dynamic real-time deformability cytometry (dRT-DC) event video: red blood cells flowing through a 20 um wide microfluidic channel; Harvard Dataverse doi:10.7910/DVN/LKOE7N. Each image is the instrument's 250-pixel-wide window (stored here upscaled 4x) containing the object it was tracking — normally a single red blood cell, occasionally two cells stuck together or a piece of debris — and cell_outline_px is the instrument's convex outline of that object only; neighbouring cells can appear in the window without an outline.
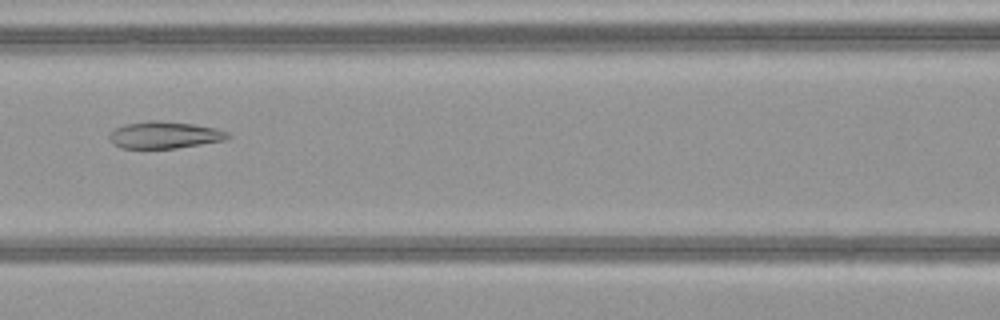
{"species": "common noctule bat (a hibernating species)", "species_latin": "Nyctalus noctula", "temperature_condition": "warm", "stored_images_in_passage": 37, "camera_frame_rate_fps": 3000, "um_per_image_px": 0.085, "animal": {"sex": "female", "body_mass_g": 21.9}, "frame": {"image": 1, "passage_image": 10, "time_ms": 3.0, "image_size_px": [1000, 320], "cell_outline_px": [[232, 136], [224, 140], [176, 148], [120, 148], [112, 144], [108, 136], [116, 128], [124, 124], [148, 120], [156, 120], [192, 124], [216, 128], [228, 132]], "centroid_in_image_um": [13.96, 11.47], "position_along_channel_um": 152.6, "area_um2": 18.55}}
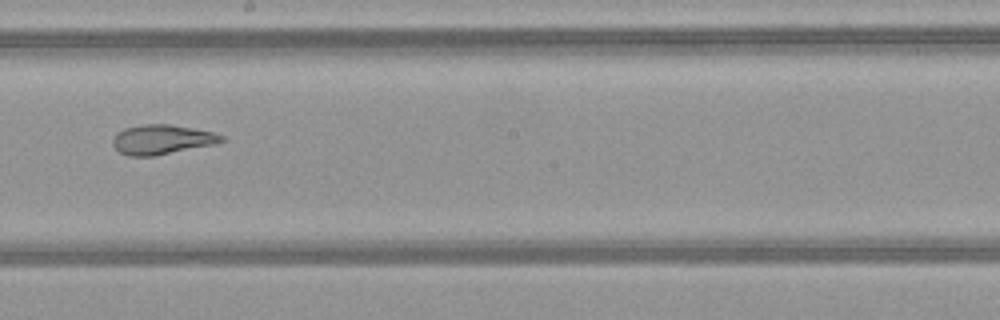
{"frame": {"image": 2, "passage_image": 16, "time_ms": 5.0, "image_size_px": [1000, 320], "cell_outline_px": [[224, 140], [216, 144], [152, 156], [128, 156], [120, 152], [112, 144], [112, 140], [116, 132], [124, 128], [144, 124], [168, 124], [192, 128], [212, 132], [224, 136]], "centroid_in_image_um": [13.73, 11.86], "position_along_channel_um": 234.5, "area_um2": 18.67}}
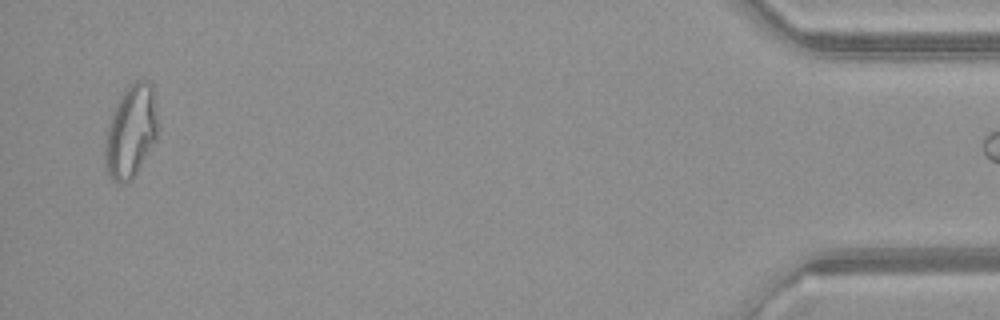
{"frame": {"image": 3, "passage_image": 36, "time_ms": 11.667, "image_size_px": [1000, 320], "cell_outline_px": [[160, 128], [156, 140], [132, 180], [124, 184], [116, 184], [108, 176], [104, 160], [104, 140], [108, 124], [112, 112], [124, 88], [128, 84], [136, 80], [148, 80], [152, 84], [156, 92]], "centroid_in_image_um": [11.16, 11.14], "position_along_channel_um": 424.0, "area_um2": 29.88}}